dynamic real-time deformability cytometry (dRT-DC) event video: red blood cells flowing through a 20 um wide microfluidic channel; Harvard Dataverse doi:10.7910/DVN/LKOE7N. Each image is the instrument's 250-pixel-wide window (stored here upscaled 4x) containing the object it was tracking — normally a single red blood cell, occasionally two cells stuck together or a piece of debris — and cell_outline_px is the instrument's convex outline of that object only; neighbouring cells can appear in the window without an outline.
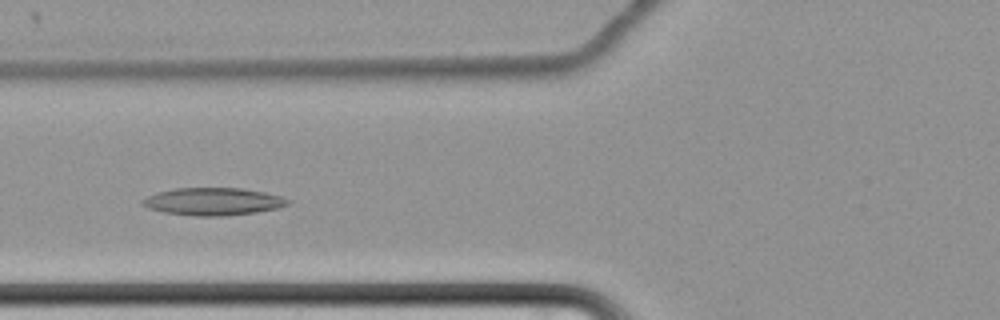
{"species": "common noctule bat (a hibernating species)", "species_latin": "Nyctalus noctula", "temperature_condition": "cold", "stored_images_in_passage": 59, "camera_frame_rate_fps": 3000, "um_per_image_px": 0.085, "animal": {"sex": "female", "body_mass_g": 22.7, "forearm_length_mm": 54.2}, "frame": {"image": 1, "passage_image": 23, "time_ms": 7.333, "image_size_px": [1000, 320], "cell_outline_px": [[292, 204], [276, 208], [256, 212], [224, 216], [196, 216], [164, 212], [148, 208], [140, 204], [140, 200], [148, 196], [160, 192], [176, 188], [240, 188], [264, 192], [280, 196], [292, 200]], "centroid_in_image_um": [18.13, 17.13], "position_along_channel_um": 107.7, "area_um2": 23.29}}
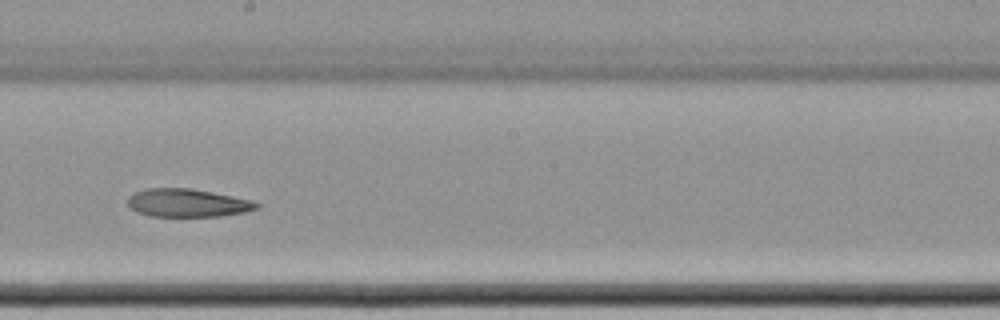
{"frame": {"image": 2, "passage_image": 34, "time_ms": 11.0, "image_size_px": [1000, 320], "cell_outline_px": [[260, 208], [244, 212], [220, 216], [152, 216], [136, 212], [128, 208], [128, 196], [136, 192], [148, 188], [188, 188], [212, 192], [252, 200], [260, 204]], "centroid_in_image_um": [15.93, 17.25], "position_along_channel_um": 232.3, "area_um2": 21.1}}
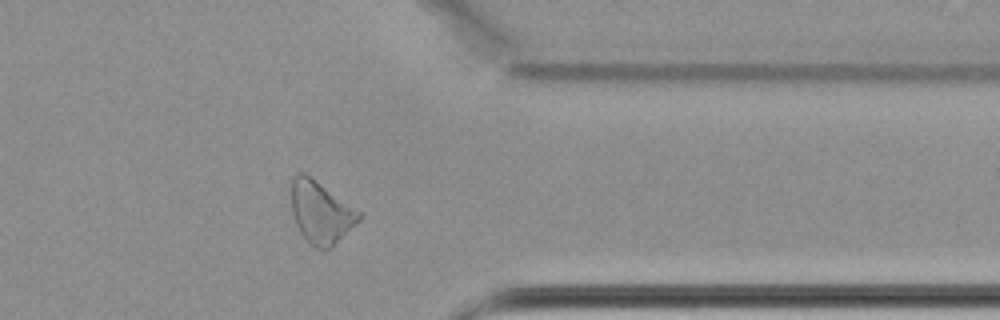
{"frame": {"image": 3, "passage_image": 48, "time_ms": 15.667, "image_size_px": [1000, 320], "cell_outline_px": [[360, 220], [332, 248], [324, 252], [316, 248], [300, 232], [296, 224], [292, 212], [292, 176], [300, 172], [304, 172], [360, 212]], "centroid_in_image_um": [27.26, 18.08], "position_along_channel_um": 384.1, "area_um2": 24.16}}